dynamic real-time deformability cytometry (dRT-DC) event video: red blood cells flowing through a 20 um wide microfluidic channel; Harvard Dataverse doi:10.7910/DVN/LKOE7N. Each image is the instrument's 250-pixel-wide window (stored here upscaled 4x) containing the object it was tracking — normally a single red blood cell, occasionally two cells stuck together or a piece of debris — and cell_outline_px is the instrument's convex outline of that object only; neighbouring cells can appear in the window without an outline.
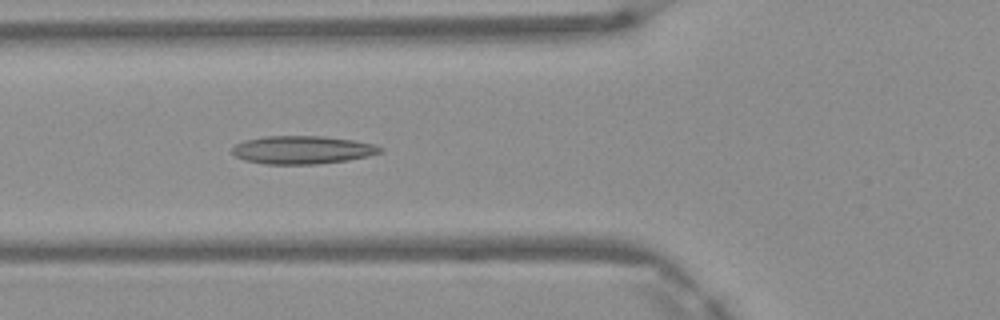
{"species": "Egyptian fruit bat (a non-hibernating species)", "species_latin": "Rousettus aegyptiacus", "temperature_condition": "warm", "stored_images_in_passage": 5, "camera_frame_rate_fps": 3000, "um_per_image_px": 0.085, "frame": {"image": 1, "passage_image": 5, "time_ms": 1.333, "image_size_px": [1000, 320], "cell_outline_px": [[384, 152], [368, 156], [348, 160], [316, 164], [264, 164], [244, 160], [236, 156], [232, 152], [232, 148], [236, 144], [244, 140], [264, 136], [324, 136], [352, 140], [376, 144], [384, 148]], "centroid_in_image_um": [25.73, 12.74], "position_along_channel_um": 100.1, "area_um2": 24.39}}